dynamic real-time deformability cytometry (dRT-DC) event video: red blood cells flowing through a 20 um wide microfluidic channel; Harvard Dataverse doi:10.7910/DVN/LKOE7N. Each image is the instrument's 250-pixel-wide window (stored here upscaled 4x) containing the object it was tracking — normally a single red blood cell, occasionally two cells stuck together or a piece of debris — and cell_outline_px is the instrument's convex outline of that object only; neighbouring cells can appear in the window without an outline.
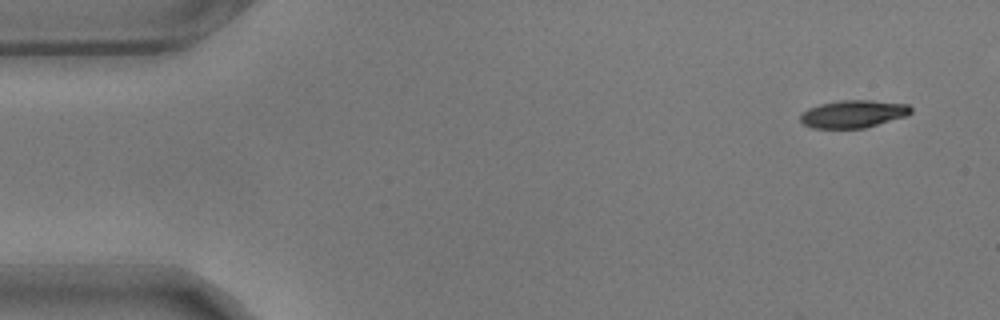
{"species": "common noctule bat (a hibernating species)", "species_latin": "Nyctalus noctula", "temperature_condition": "warm", "stored_images_in_passage": 54, "camera_frame_rate_fps": 3000, "um_per_image_px": 0.085, "animal": {"sex": "male", "body_mass_g": 17.9}, "frame": {"image": 1, "passage_image": 1, "time_ms": 0.0, "image_size_px": [1000, 320], "cell_outline_px": [[912, 112], [904, 116], [864, 128], [812, 128], [804, 124], [800, 120], [800, 116], [808, 108], [820, 104], [840, 100], [872, 100], [908, 104], [912, 108]], "centroid_in_image_um": [72.52, 9.67], "position_along_channel_um": 12.5, "area_um2": 17.63}}
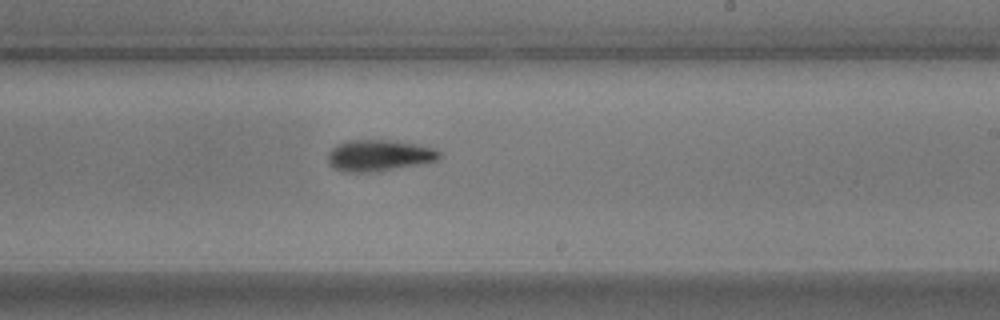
{"frame": {"image": 2, "passage_image": 31, "time_ms": 10.0, "image_size_px": [1000, 320], "cell_outline_px": [[440, 156], [436, 160], [376, 172], [344, 172], [332, 168], [328, 164], [328, 152], [336, 144], [344, 140], [392, 140], [416, 144], [432, 148], [440, 152]], "centroid_in_image_um": [32.12, 13.21], "position_along_channel_um": 256.9, "area_um2": 20.35}}
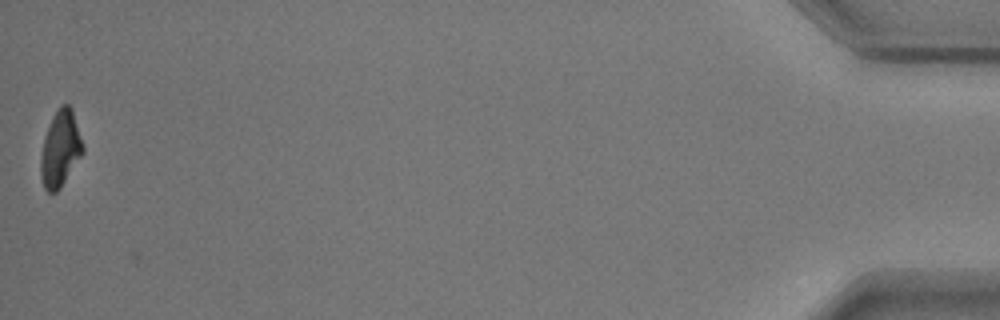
{"frame": {"image": 3, "passage_image": 54, "time_ms": 17.667, "image_size_px": [1000, 320], "cell_outline_px": [[84, 152], [60, 188], [56, 192], [48, 192], [44, 188], [40, 176], [40, 160], [44, 136], [52, 116], [60, 104], [68, 104], [72, 108], [84, 144]], "centroid_in_image_um": [5.13, 12.63], "position_along_channel_um": 430.1, "area_um2": 18.9}, "authors_computed_cell_mechanics": {"area_um2": 19.652, "velocity_mm_per_s": 3.5436, "shape_relaxation_time_tau1_ms": 4.5289, "shape_relaxation_time_tau2_ms": 3.2076, "deformation_change_tau1": 0.1773, "deformation_change_tau2": 0.1049}}